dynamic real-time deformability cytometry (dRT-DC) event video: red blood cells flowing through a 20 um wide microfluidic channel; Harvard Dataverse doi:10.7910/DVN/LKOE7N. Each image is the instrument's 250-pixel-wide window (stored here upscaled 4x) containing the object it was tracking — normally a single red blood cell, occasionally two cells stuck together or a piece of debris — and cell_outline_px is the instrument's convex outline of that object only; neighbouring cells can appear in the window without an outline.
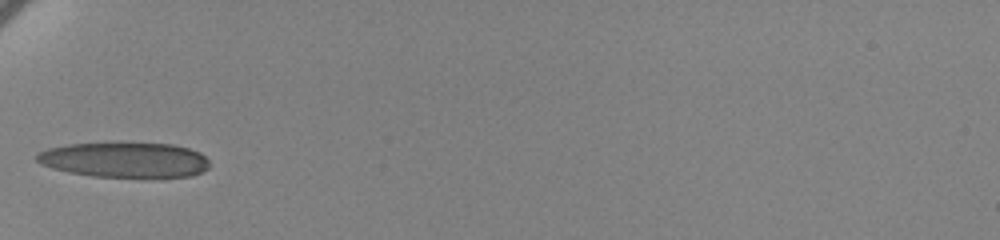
{"species": "human", "species_latin": "Homo sapiens", "temperature_condition": "cold", "stored_images_in_passage": 37, "camera_frame_rate_fps": 3000, "um_per_image_px": 0.085, "donor": {"sex": "female"}, "frame": {"image": 1, "passage_image": 1, "time_ms": 0.0, "image_size_px": [1000, 240], "cell_outline_px": [[208, 168], [200, 172], [188, 176], [92, 176], [68, 172], [52, 168], [40, 164], [36, 160], [36, 156], [40, 152], [48, 148], [68, 144], [172, 144], [188, 148], [200, 152], [208, 160]], "centroid_in_image_um": [10.57, 13.59], "position_along_channel_um": 74.4, "area_um2": 34.56}}
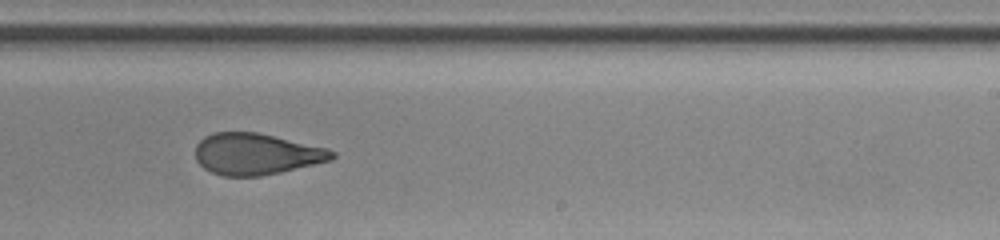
{"frame": {"image": 2, "passage_image": 18, "time_ms": 5.667, "image_size_px": [1000, 240], "cell_outline_px": [[336, 156], [332, 160], [280, 172], [260, 176], [224, 176], [212, 172], [204, 168], [196, 160], [196, 144], [204, 136], [212, 132], [256, 132], [328, 148], [336, 152]], "centroid_in_image_um": [21.78, 13.08], "position_along_channel_um": 267.2, "area_um2": 32.95}}
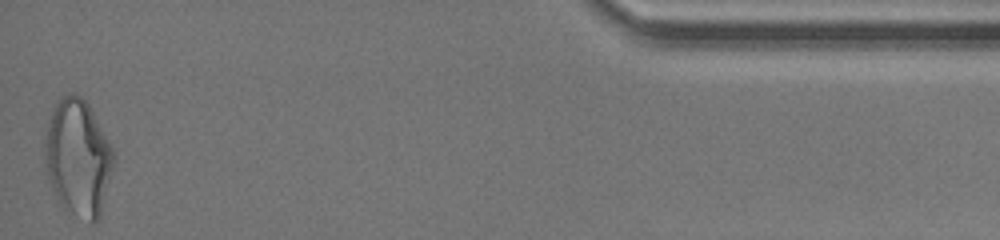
{"frame": {"image": 3, "passage_image": 37, "time_ms": 12.0, "image_size_px": [1000, 240], "cell_outline_px": [[116, 156], [100, 216], [96, 224], [64, 212], [48, 180], [48, 124], [52, 112], [56, 104], [64, 96], [72, 92], [80, 96], [88, 104], [112, 144], [116, 152]], "centroid_in_image_um": [6.71, 13.47], "position_along_channel_um": 428.5, "area_um2": 46.18}, "authors_computed_cell_mechanics": {"area_um2": 34.5644, "velocity_mm_per_s": 3.4587, "shape_relaxation_time_tau1_ms": 5.2052, "shape_relaxation_time_tau2_ms": 1.7695, "deformation_change_tau1": 0.1987, "deformation_change_tau2": 0.0976}}